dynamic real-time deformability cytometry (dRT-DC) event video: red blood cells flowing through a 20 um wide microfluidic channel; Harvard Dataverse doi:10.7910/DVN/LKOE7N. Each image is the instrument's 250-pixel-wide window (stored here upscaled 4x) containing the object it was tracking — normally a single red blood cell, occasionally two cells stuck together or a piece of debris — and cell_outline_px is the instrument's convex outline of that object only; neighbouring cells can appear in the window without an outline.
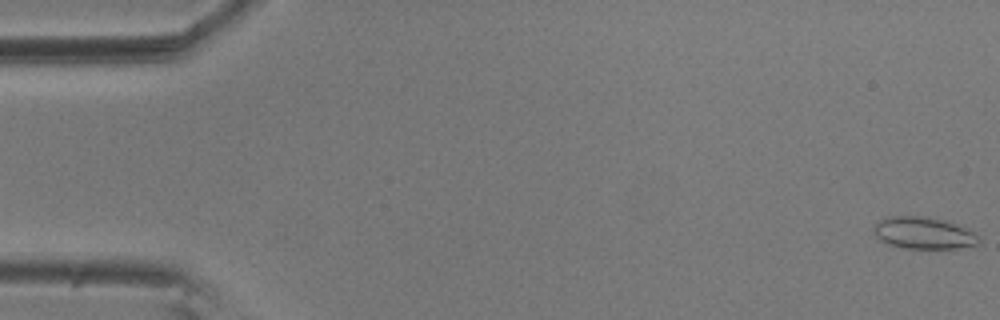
{"species": "common noctule bat (a hibernating species)", "species_latin": "Nyctalus noctula", "temperature_condition": "room temperature", "stored_images_in_passage": 56, "camera_frame_rate_fps": 3000, "um_per_image_px": 0.085, "animal": {"sex": "male", "body_mass_g": 20.5, "forearm_length_mm": 52.5}, "frame": {"image": 1, "passage_image": 1, "time_ms": 0.0, "image_size_px": [1000, 320], "cell_outline_px": [[980, 244], [956, 248], [904, 248], [888, 244], [880, 240], [876, 236], [872, 228], [884, 216], [928, 216], [948, 220], [980, 236]], "centroid_in_image_um": [78.5, 19.79], "position_along_channel_um": 6.5, "area_um2": 19.71}}
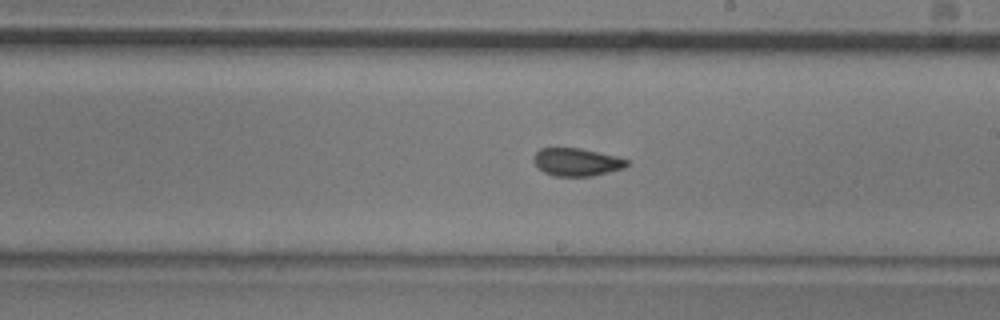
{"frame": {"image": 2, "passage_image": 32, "time_ms": 10.333, "image_size_px": [1000, 320], "cell_outline_px": [[628, 164], [624, 168], [592, 176], [552, 176], [544, 172], [532, 160], [536, 152], [540, 148], [580, 148], [616, 156], [628, 160]], "centroid_in_image_um": [49.01, 13.77], "position_along_channel_um": 240.0, "area_um2": 15.03}}
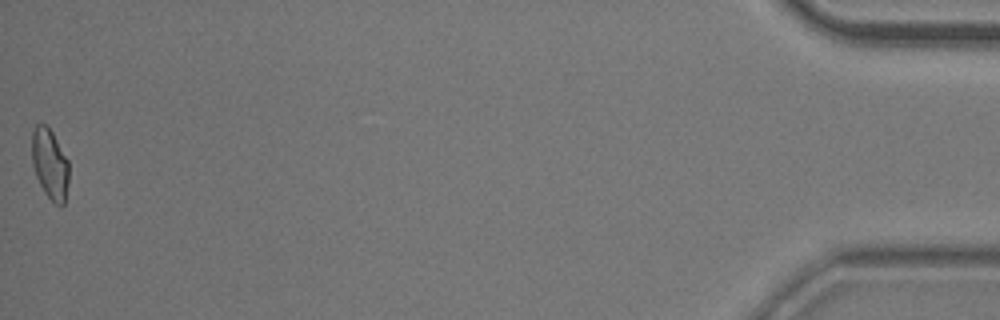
{"frame": {"image": 3, "passage_image": 56, "time_ms": 18.333, "image_size_px": [1000, 320], "cell_outline_px": [[68, 184], [64, 204], [56, 204], [44, 192], [36, 176], [32, 164], [32, 132], [36, 124], [48, 124], [68, 160]], "centroid_in_image_um": [4.23, 13.9], "position_along_channel_um": 431.0, "area_um2": 15.14}, "authors_computed_cell_mechanics": {"area_um2": 15.7794, "velocity_mm_per_s": 3.6227, "shape_relaxation_time_tau1_ms": null, "shape_relaxation_time_tau2_ms": 1.8163, "deformation_change_tau1": null, "deformation_change_tau2": 0.0536}}